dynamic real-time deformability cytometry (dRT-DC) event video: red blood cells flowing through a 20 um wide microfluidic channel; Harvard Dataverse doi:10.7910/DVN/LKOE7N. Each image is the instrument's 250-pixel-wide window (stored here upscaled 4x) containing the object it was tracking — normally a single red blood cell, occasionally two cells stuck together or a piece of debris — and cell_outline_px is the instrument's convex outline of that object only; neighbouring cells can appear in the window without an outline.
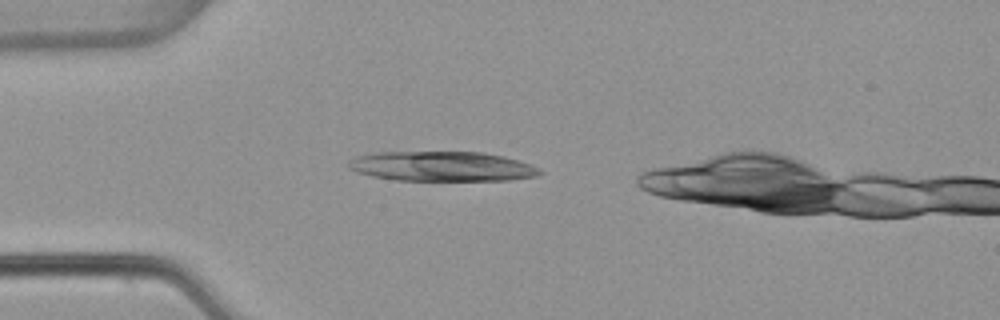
{"species": "common noctule bat (a hibernating species)", "species_latin": "Nyctalus noctula", "temperature_condition": "warm", "stored_images_in_passage": 3, "camera_frame_rate_fps": 3000, "um_per_image_px": 0.085, "animal": {"sex": "female", "body_mass_g": 22.7, "forearm_length_mm": 54.2}, "frame": {"image": 1, "passage_image": 2, "time_ms": 0.333, "image_size_px": [1000, 320], "cell_outline_px": [[544, 172], [540, 176], [512, 180], [396, 180], [372, 176], [356, 172], [348, 168], [348, 160], [356, 156], [376, 152], [484, 152], [504, 156], [540, 168]], "centroid_in_image_um": [37.58, 14.14], "position_along_channel_um": 47.4, "area_um2": 33.41}}